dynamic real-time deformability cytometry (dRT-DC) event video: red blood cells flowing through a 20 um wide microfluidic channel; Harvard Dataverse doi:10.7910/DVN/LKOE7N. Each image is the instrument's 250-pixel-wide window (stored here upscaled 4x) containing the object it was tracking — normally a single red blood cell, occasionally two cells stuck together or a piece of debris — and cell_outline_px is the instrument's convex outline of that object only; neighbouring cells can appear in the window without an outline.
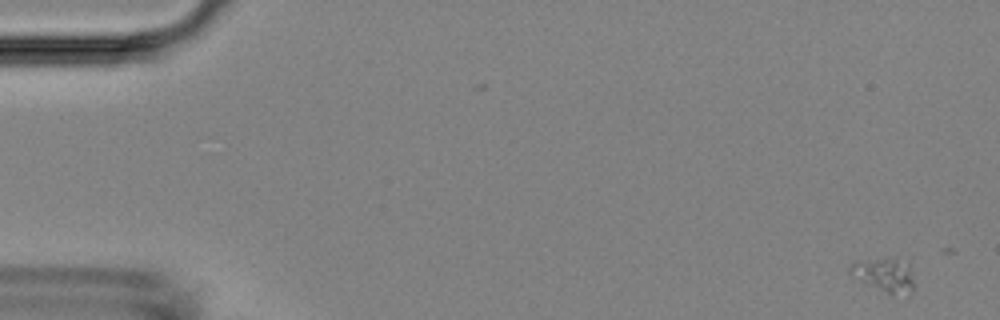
{"species": "Egyptian fruit bat (a non-hibernating species)", "species_latin": "Rousettus aegyptiacus", "temperature_condition": "room temperature", "stored_images_in_passage": 10, "camera_frame_rate_fps": 3000, "um_per_image_px": 0.085, "animal": {"sex": "female"}, "frame": {"image": 1, "passage_image": 1, "time_ms": 0.0, "image_size_px": [1000, 320], "cell_outline_px": [[912, 292], [908, 296], [884, 292], [848, 272], [848, 268], [856, 260], [896, 260], [908, 264], [912, 280]], "centroid_in_image_um": [75.18, 23.4], "position_along_channel_um": 9.8, "area_um2": 11.85}}